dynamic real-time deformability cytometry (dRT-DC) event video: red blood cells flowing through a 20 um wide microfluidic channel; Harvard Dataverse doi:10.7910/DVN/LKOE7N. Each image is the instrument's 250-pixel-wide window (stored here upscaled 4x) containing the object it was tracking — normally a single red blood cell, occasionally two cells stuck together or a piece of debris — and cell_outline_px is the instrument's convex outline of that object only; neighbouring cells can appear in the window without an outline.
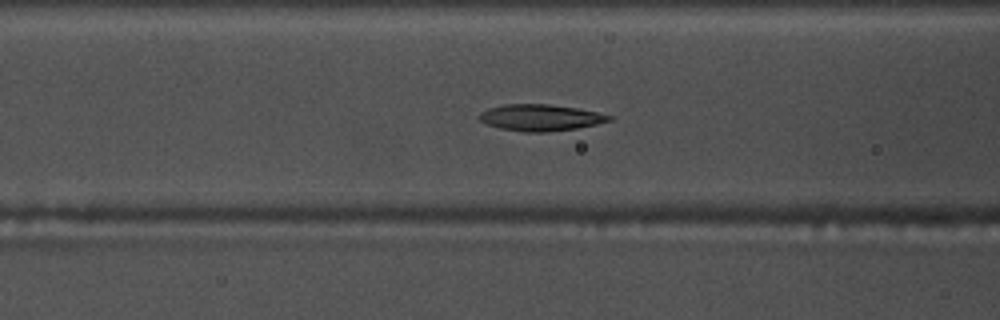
{"species": "common noctule bat (a hibernating species)", "species_latin": "Nyctalus noctula", "temperature_condition": "warm", "stored_images_in_passage": 56, "camera_frame_rate_fps": 3000, "um_per_image_px": 0.085, "animal": {"sex": "male", "body_mass_g": 17.5, "forearm_length_mm": 52.3}, "frame": {"image": 1, "passage_image": 23, "time_ms": 7.333, "image_size_px": [1000, 320], "cell_outline_px": [[612, 120], [596, 124], [576, 128], [548, 132], [524, 132], [500, 128], [488, 124], [480, 120], [476, 116], [480, 112], [488, 108], [504, 104], [548, 104], [576, 108], [596, 112], [612, 116]], "centroid_in_image_um": [45.9, 9.99], "position_along_channel_um": 120.7, "area_um2": 19.94}}
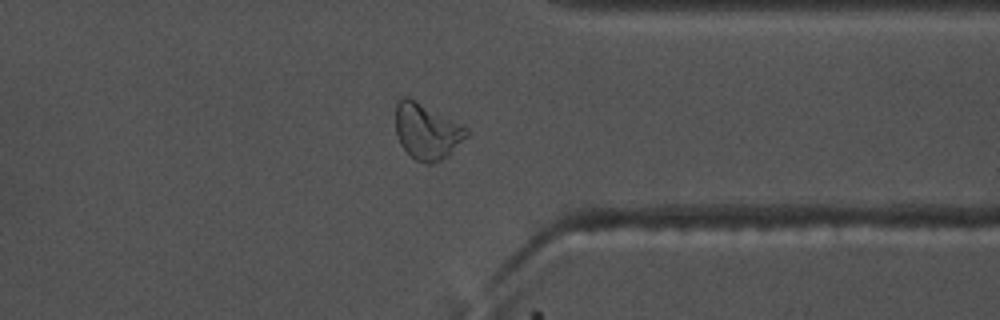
{"frame": {"image": 2, "passage_image": 44, "time_ms": 14.333, "image_size_px": [1000, 320], "cell_outline_px": [[468, 136], [448, 156], [432, 164], [428, 164], [416, 160], [400, 144], [396, 132], [396, 104], [404, 96], [408, 96], [464, 124], [468, 128]], "centroid_in_image_um": [36.31, 11.15], "position_along_channel_um": 375.1, "area_um2": 23.24}}
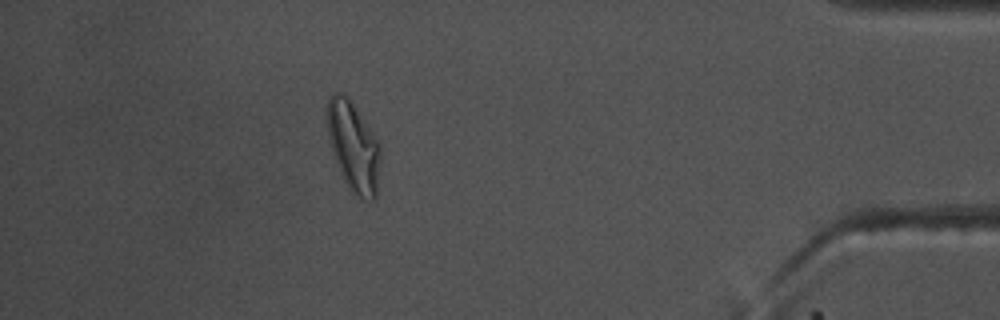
{"frame": {"image": 3, "passage_image": 50, "time_ms": 16.333, "image_size_px": [1000, 320], "cell_outline_px": [[380, 160], [376, 200], [360, 200], [348, 188], [340, 172], [332, 152], [328, 136], [328, 100], [332, 92], [340, 92], [348, 96], [368, 124], [380, 144]], "centroid_in_image_um": [30.06, 12.49], "position_along_channel_um": 405.1, "area_um2": 28.03}, "authors_computed_cell_mechanics": {"area_um2": 20.4034, "velocity_mm_per_s": 3.7027, "shape_relaxation_time_tau1_ms": null, "shape_relaxation_time_tau2_ms": 3.7804, "deformation_change_tau1": null, "deformation_change_tau2": 0.1044}}